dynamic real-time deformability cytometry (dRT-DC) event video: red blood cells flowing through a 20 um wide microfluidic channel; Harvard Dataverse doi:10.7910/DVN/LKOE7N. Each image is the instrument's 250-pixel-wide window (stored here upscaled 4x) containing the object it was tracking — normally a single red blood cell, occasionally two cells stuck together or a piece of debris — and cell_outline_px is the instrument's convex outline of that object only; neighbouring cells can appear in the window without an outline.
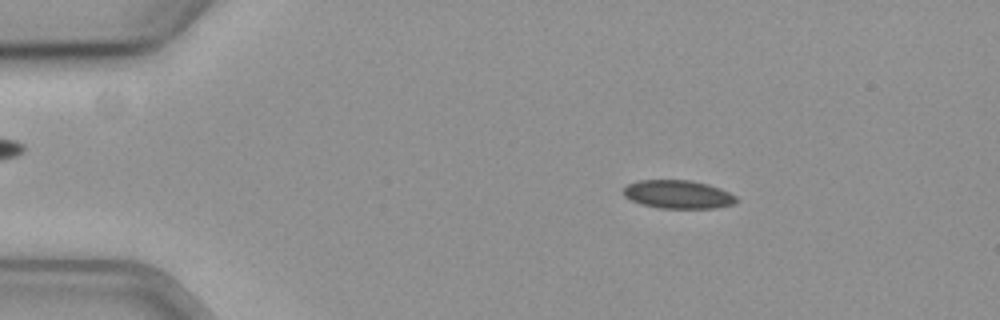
{"species": "common noctule bat (a hibernating species)", "species_latin": "Nyctalus noctula", "temperature_condition": "cold", "stored_images_in_passage": 58, "camera_frame_rate_fps": 3000, "um_per_image_px": 0.085, "animal": {"sex": "female", "body_mass_g": 19.3, "forearm_length_mm": 54.1}, "frame": {"image": 1, "passage_image": 10, "time_ms": 3.0, "image_size_px": [1000, 320], "cell_outline_px": [[740, 200], [736, 204], [716, 208], [660, 208], [640, 204], [624, 196], [624, 188], [628, 184], [636, 180], [692, 180], [708, 184], [720, 188], [736, 196]], "centroid_in_image_um": [57.67, 16.52], "position_along_channel_um": 27.3, "area_um2": 18.84}}
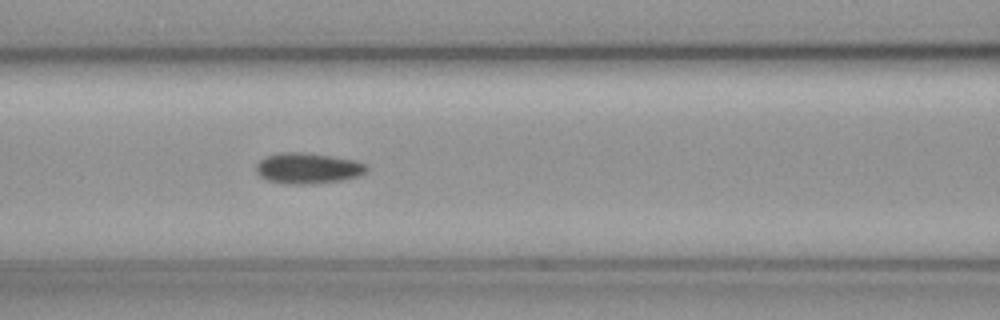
{"frame": {"image": 2, "passage_image": 25, "time_ms": 8.0, "image_size_px": [1000, 320], "cell_outline_px": [[368, 172], [356, 176], [340, 180], [308, 184], [288, 184], [268, 180], [260, 176], [256, 172], [256, 164], [264, 156], [280, 152], [304, 152], [332, 156], [356, 160], [368, 164]], "centroid_in_image_um": [26.17, 14.28], "position_along_channel_um": 140.4, "area_um2": 19.94}}
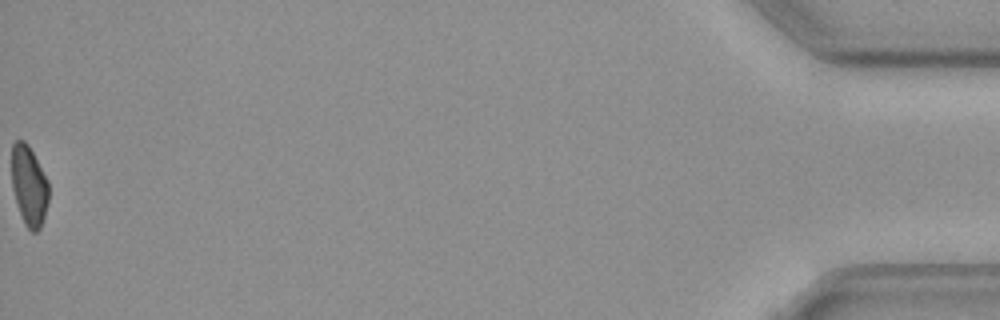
{"frame": {"image": 3, "passage_image": 58, "time_ms": 19.0, "image_size_px": [1000, 320], "cell_outline_px": [[48, 200], [44, 216], [40, 228], [36, 232], [32, 232], [24, 224], [12, 188], [12, 144], [16, 140], [24, 140], [28, 144], [48, 180]], "centroid_in_image_um": [2.46, 15.77], "position_along_channel_um": 432.7, "area_um2": 17.11}, "authors_computed_cell_mechanics": {"area_um2": 19.1318, "velocity_mm_per_s": 3.6276, "shape_relaxation_time_tau1_ms": 7.62, "shape_relaxation_time_tau2_ms": null, "deformation_change_tau1": 0.0959, "deformation_change_tau2": null}}